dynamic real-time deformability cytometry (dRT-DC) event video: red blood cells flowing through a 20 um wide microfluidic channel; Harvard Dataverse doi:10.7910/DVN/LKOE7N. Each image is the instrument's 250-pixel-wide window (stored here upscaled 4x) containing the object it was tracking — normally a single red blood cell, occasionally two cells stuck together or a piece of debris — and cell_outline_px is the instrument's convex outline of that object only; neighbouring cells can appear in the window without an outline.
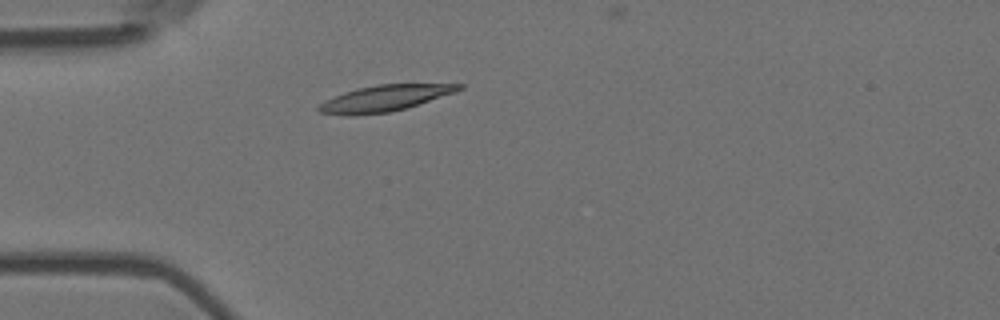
{"species": "Egyptian fruit bat (a non-hibernating species)", "species_latin": "Rousettus aegyptiacus", "temperature_condition": "room temperature", "stored_images_in_passage": 1, "camera_frame_rate_fps": 3000, "um_per_image_px": 0.085, "animal": {"sex": "female"}, "frame": {"image": 1, "passage_image": 1, "time_ms": 0.0, "image_size_px": [1000, 320], "cell_outline_px": [[464, 88], [456, 92], [404, 108], [388, 112], [352, 116], [320, 112], [316, 108], [320, 104], [344, 92], [376, 84], [464, 84]], "centroid_in_image_um": [32.72, 8.35], "position_along_channel_um": 52.3, "area_um2": 20.87}}